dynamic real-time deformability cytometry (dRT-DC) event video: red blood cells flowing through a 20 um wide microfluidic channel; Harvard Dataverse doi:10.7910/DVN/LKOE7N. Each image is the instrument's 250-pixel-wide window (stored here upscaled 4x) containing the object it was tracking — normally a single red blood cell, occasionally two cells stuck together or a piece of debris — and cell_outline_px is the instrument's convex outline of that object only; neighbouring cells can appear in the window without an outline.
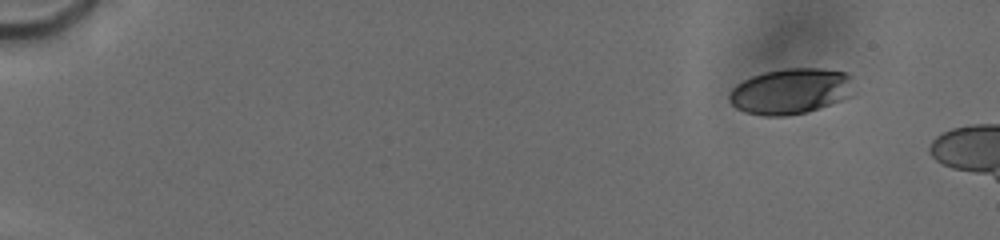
{"species": "human", "species_latin": "Homo sapiens", "temperature_condition": "cold", "stored_images_in_passage": 12, "camera_frame_rate_fps": 3000, "um_per_image_px": 0.085, "donor": {"sex": "male"}, "frame": {"image": 1, "passage_image": 4, "time_ms": 1.667, "image_size_px": [1000, 240], "cell_outline_px": [[852, 96], [804, 112], [784, 116], [764, 116], [744, 112], [736, 108], [728, 100], [728, 96], [732, 88], [736, 84], [752, 76], [764, 72], [788, 68], [820, 68], [848, 72], [852, 76]], "centroid_in_image_um": [67.19, 7.74], "position_along_channel_um": 17.8, "area_um2": 33.18}}